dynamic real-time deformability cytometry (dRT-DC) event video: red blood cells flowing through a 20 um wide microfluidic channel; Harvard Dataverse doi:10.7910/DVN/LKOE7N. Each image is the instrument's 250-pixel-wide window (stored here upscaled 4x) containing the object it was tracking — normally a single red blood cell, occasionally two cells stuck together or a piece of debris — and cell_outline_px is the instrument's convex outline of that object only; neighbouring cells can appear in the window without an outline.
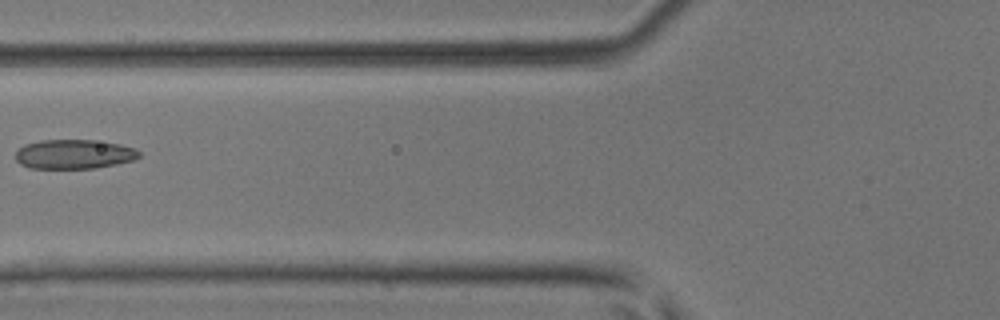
{"species": "common noctule bat (a hibernating species)", "species_latin": "Nyctalus noctula", "temperature_condition": "room temperature", "stored_images_in_passage": 3, "camera_frame_rate_fps": 3000, "um_per_image_px": 0.085, "animal": {"sex": "male", "body_mass_g": 17.9, "forearm_length_mm": 54.2}, "frame": {"image": 1, "passage_image": 3, "time_ms": 2.333, "image_size_px": [1000, 320], "cell_outline_px": [[140, 156], [132, 160], [116, 164], [96, 168], [28, 168], [20, 164], [16, 160], [16, 152], [24, 144], [40, 140], [92, 140], [120, 144], [136, 148], [140, 152]], "centroid_in_image_um": [6.28, 13.1], "position_along_channel_um": 119.5, "area_um2": 21.15}}